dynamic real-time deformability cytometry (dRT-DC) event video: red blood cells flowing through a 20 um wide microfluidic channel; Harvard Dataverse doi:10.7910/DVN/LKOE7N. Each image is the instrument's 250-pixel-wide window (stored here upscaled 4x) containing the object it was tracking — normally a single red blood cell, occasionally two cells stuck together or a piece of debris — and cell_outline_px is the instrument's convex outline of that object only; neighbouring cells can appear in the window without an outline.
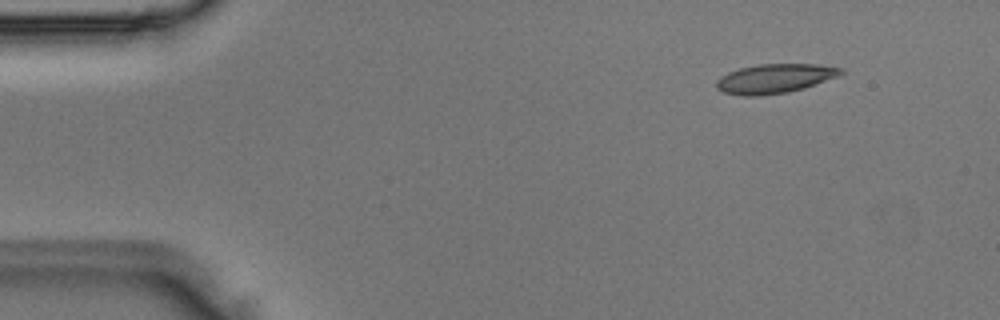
{"species": "Egyptian fruit bat (a non-hibernating species)", "species_latin": "Rousettus aegyptiacus", "temperature_condition": "room temperature", "stored_images_in_passage": 5, "camera_frame_rate_fps": 3000, "um_per_image_px": 0.085, "animal": {"sex": "male"}, "frame": {"image": 1, "passage_image": 2, "time_ms": 0.333, "image_size_px": [1000, 320], "cell_outline_px": [[844, 72], [840, 76], [804, 88], [788, 92], [760, 96], [744, 96], [724, 92], [716, 88], [716, 80], [720, 76], [728, 72], [740, 68], [760, 64], [816, 64], [844, 68]], "centroid_in_image_um": [65.87, 6.68], "position_along_channel_um": 19.1, "area_um2": 21.39}}
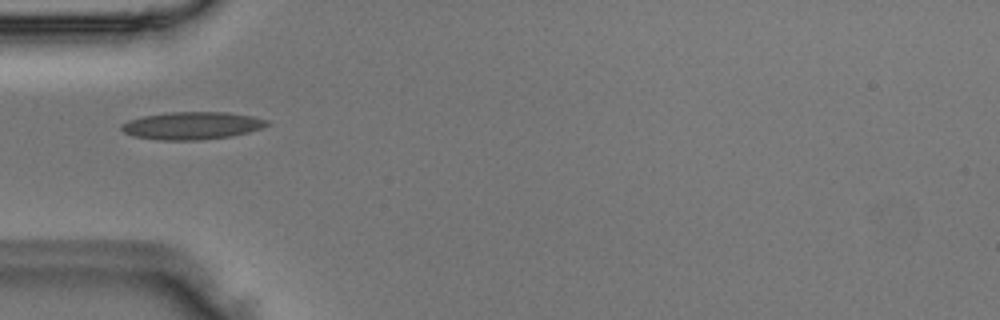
{"frame": {"image": 2, "passage_image": 5, "time_ms": 1.333, "image_size_px": [1000, 320], "cell_outline_px": [[272, 124], [248, 132], [232, 136], [196, 140], [160, 140], [132, 136], [124, 132], [120, 128], [120, 124], [128, 120], [144, 116], [168, 112], [228, 112], [252, 116], [268, 120]], "centroid_in_image_um": [16.31, 10.67], "position_along_channel_um": 68.7, "area_um2": 23.47}}